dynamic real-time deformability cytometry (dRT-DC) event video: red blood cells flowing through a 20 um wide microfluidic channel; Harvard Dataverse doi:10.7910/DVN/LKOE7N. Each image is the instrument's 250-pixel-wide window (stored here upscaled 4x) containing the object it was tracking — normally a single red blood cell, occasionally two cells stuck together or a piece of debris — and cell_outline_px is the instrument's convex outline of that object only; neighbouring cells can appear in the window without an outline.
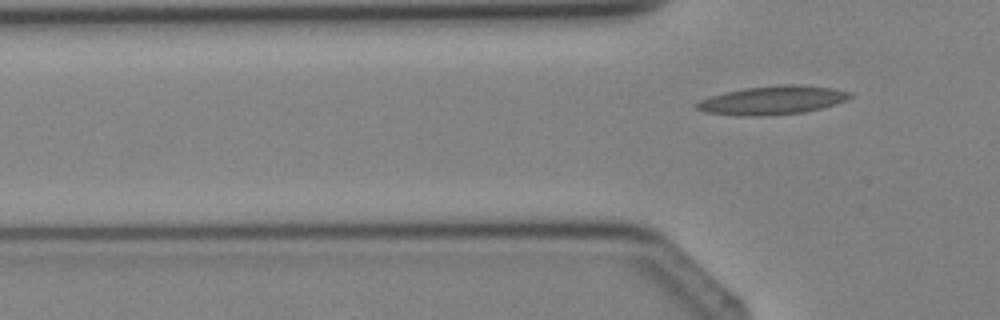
{"species": "Egyptian fruit bat (a non-hibernating species)", "species_latin": "Rousettus aegyptiacus", "temperature_condition": "cold", "stored_images_in_passage": 3, "camera_frame_rate_fps": 3000, "um_per_image_px": 0.085, "animal": {"sex": "female"}, "frame": {"image": 1, "passage_image": 3, "time_ms": 2.333, "image_size_px": [1000, 320], "cell_outline_px": [[852, 96], [848, 100], [836, 104], [804, 112], [760, 116], [740, 116], [704, 112], [696, 108], [696, 104], [700, 100], [724, 92], [744, 88], [784, 84], [792, 84], [832, 88], [852, 92]], "centroid_in_image_um": [65.67, 8.52], "position_along_channel_um": 60.1, "area_um2": 25.49}}